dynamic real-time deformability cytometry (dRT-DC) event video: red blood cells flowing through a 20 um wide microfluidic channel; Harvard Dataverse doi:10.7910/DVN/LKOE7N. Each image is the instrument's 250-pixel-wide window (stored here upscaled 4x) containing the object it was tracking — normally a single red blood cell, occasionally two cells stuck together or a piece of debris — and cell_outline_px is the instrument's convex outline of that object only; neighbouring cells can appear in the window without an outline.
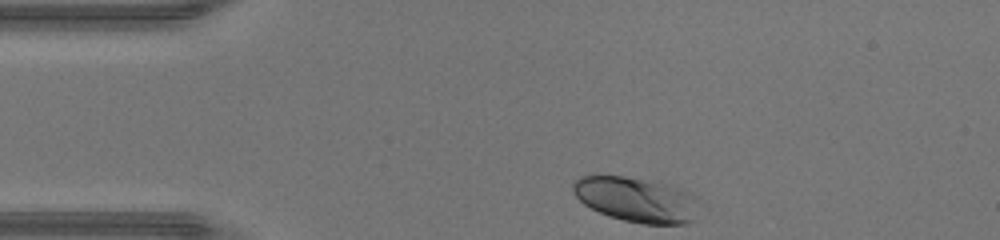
{"species": "human", "species_latin": "Homo sapiens", "temperature_condition": "warm", "stored_images_in_passage": 30, "camera_frame_rate_fps": 3000, "um_per_image_px": 0.085, "donor": {"sex": "male"}, "frame": {"image": 1, "passage_image": 1, "time_ms": 0.0, "image_size_px": [1000, 240], "cell_outline_px": [[696, 196], [692, 220], [684, 224], [644, 224], [624, 220], [608, 216], [584, 204], [572, 192], [572, 184], [580, 176], [596, 172], [624, 176], [668, 184], [684, 188], [692, 192]], "centroid_in_image_um": [54.01, 16.91], "position_along_channel_um": 31.0, "area_um2": 33.41}}
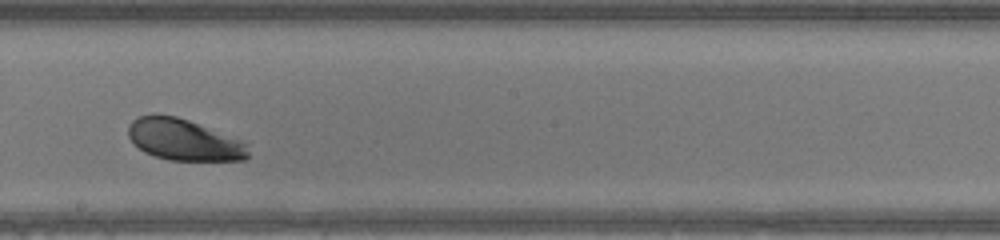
{"frame": {"image": 2, "passage_image": 18, "time_ms": 5.667, "image_size_px": [1000, 240], "cell_outline_px": [[248, 156], [244, 160], [168, 160], [144, 152], [132, 144], [128, 136], [128, 124], [136, 116], [152, 112], [176, 116], [188, 120], [240, 140], [248, 144]], "centroid_in_image_um": [15.54, 11.85], "position_along_channel_um": 232.7, "area_um2": 29.19}}
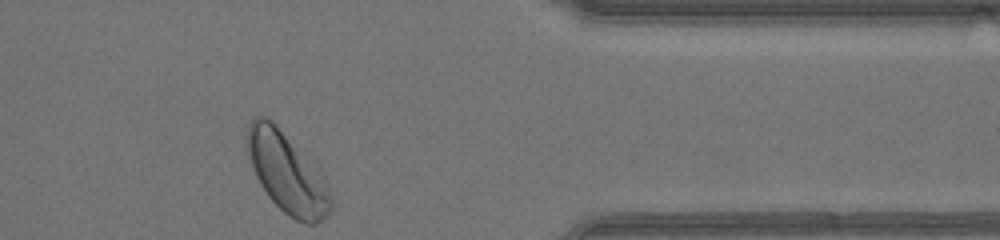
{"frame": {"image": 3, "passage_image": 30, "time_ms": 9.667, "image_size_px": [1000, 240], "cell_outline_px": [[332, 212], [324, 220], [316, 224], [304, 224], [288, 216], [268, 196], [260, 184], [256, 176], [248, 152], [248, 124], [256, 116], [268, 116], [320, 168], [324, 176], [332, 200]], "centroid_in_image_um": [24.46, 14.72], "position_along_channel_um": 386.9, "area_um2": 39.42}, "authors_computed_cell_mechanics": {"area_um2": 30.2294, "velocity_mm_per_s": 4.4026, "shape_relaxation_time_tau1_ms": 0.9941, "shape_relaxation_time_tau2_ms": null, "deformation_change_tau1": 0.1135, "deformation_change_tau2": null}}